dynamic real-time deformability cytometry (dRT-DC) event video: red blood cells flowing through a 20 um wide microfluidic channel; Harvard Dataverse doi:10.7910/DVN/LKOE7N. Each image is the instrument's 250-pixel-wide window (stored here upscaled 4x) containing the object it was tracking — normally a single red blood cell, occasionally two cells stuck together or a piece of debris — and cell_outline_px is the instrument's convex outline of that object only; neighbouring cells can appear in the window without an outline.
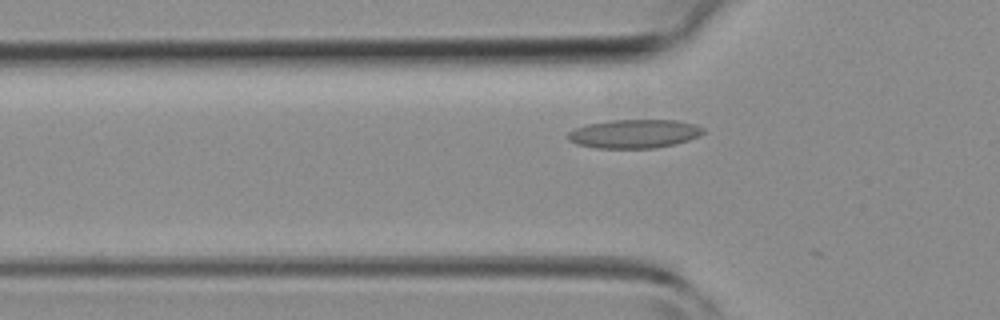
{"species": "common noctule bat (a hibernating species)", "species_latin": "Nyctalus noctula", "temperature_condition": "room temperature", "stored_images_in_passage": 7, "camera_frame_rate_fps": 3000, "um_per_image_px": 0.085, "animal": {"sex": "female", "body_mass_g": 19.3, "forearm_length_mm": 54.1}, "frame": {"image": 1, "passage_image": 4, "time_ms": 1.0, "image_size_px": [1000, 320], "cell_outline_px": [[704, 132], [688, 140], [656, 148], [596, 148], [576, 144], [568, 140], [568, 132], [584, 124], [608, 120], [676, 120], [696, 124], [704, 128]], "centroid_in_image_um": [53.87, 11.36], "position_along_channel_um": 71.9, "area_um2": 22.66}}
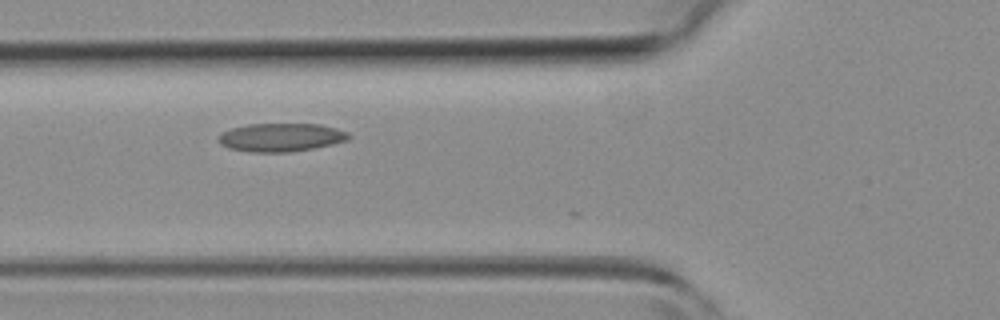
{"frame": {"image": 2, "passage_image": 6, "time_ms": 1.667, "image_size_px": [1000, 320], "cell_outline_px": [[352, 136], [348, 140], [332, 144], [312, 148], [288, 152], [252, 152], [228, 148], [220, 144], [220, 136], [224, 132], [232, 128], [248, 124], [320, 124], [336, 128], [348, 132]], "centroid_in_image_um": [23.92, 11.67], "position_along_channel_um": 101.9, "area_um2": 21.33}}